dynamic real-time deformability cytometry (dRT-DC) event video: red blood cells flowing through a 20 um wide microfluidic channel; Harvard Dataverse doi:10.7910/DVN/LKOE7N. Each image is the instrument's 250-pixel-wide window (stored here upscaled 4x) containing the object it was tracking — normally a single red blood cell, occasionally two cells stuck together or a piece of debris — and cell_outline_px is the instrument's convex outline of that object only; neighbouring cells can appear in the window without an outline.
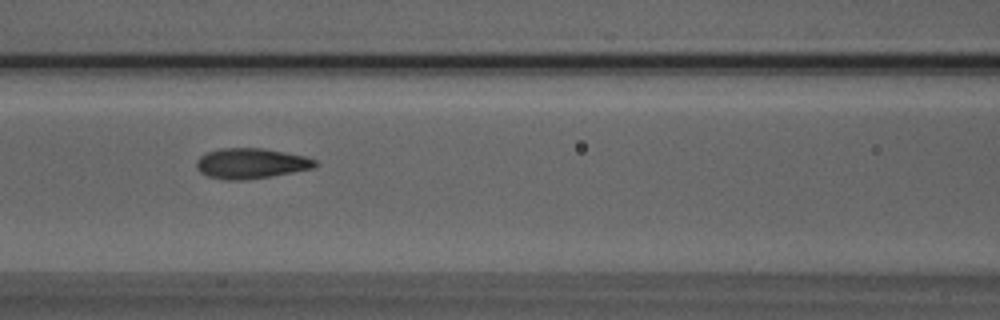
{"species": "Egyptian fruit bat (a non-hibernating species)", "species_latin": "Rousettus aegyptiacus", "temperature_condition": "room temperature", "stored_images_in_passage": 7, "camera_frame_rate_fps": 3000, "um_per_image_px": 0.085, "animal": {"sex": "male"}, "frame": {"image": 1, "passage_image": 7, "time_ms": 8.667, "image_size_px": [1000, 320], "cell_outline_px": [[320, 164], [316, 168], [244, 180], [224, 180], [208, 176], [200, 172], [196, 168], [196, 160], [200, 156], [208, 152], [220, 148], [264, 148], [308, 156], [316, 160]], "centroid_in_image_um": [21.37, 13.88], "position_along_channel_um": 145.2, "area_um2": 21.21}}